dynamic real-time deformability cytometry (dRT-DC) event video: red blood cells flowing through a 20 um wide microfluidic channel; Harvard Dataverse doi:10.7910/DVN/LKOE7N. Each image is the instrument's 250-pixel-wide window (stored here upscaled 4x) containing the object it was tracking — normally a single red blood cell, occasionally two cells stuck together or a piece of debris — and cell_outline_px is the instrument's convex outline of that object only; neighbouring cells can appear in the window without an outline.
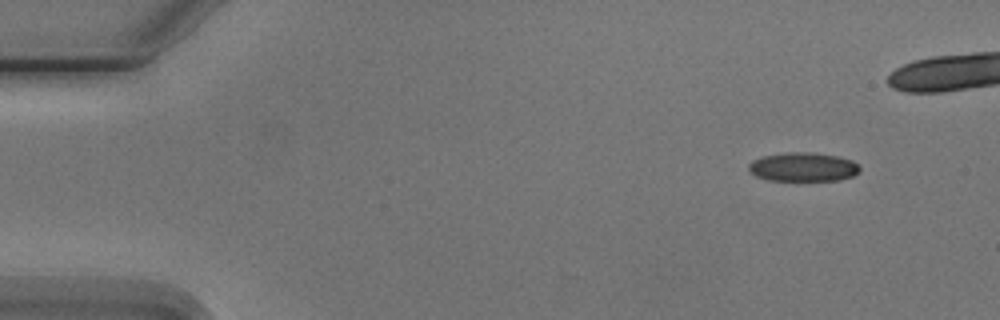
{"species": "Egyptian fruit bat (a non-hibernating species)", "species_latin": "Rousettus aegyptiacus", "temperature_condition": "cold", "stored_images_in_passage": 6, "camera_frame_rate_fps": 3000, "um_per_image_px": 0.085, "animal": {"sex": "male"}, "frame": {"image": 1, "passage_image": 2, "time_ms": 1.333, "image_size_px": [1000, 320], "cell_outline_px": [[860, 172], [852, 176], [840, 180], [768, 180], [756, 176], [748, 168], [748, 164], [752, 160], [764, 156], [784, 152], [812, 152], [836, 156], [852, 160], [860, 168]], "centroid_in_image_um": [68.26, 14.19], "position_along_channel_um": 16.7, "area_um2": 18.67}}